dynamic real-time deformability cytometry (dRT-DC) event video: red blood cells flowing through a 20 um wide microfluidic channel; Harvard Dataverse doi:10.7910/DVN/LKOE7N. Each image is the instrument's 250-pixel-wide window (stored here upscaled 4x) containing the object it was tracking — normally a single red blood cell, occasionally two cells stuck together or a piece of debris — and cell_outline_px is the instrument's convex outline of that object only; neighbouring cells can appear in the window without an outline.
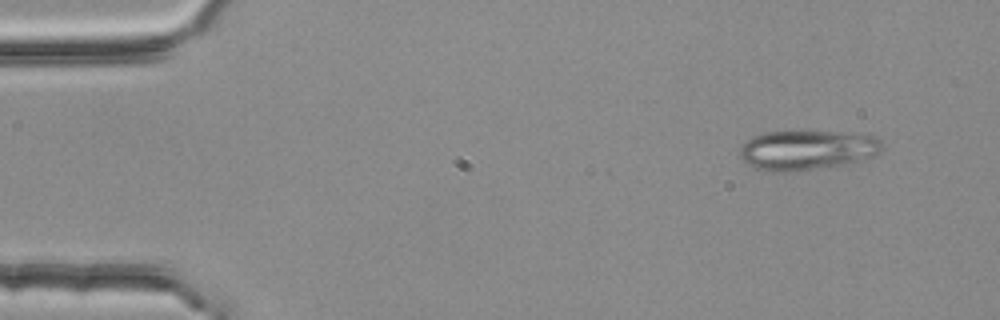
{"species": "common noctule bat (a hibernating species)", "species_latin": "Nyctalus noctula", "temperature_condition": "room temperature", "stored_images_in_passage": 3, "camera_frame_rate_fps": 3000, "um_per_image_px": 0.085, "animal": {"sex": "female", "body_mass_g": 25.1}, "frame": {"image": 1, "passage_image": 1, "time_ms": 0.0, "image_size_px": [1000, 320], "cell_outline_px": [[884, 144], [880, 152], [872, 156], [840, 164], [816, 168], [788, 172], [776, 172], [756, 168], [748, 164], [740, 156], [740, 148], [752, 136], [764, 132], [832, 132], [872, 136], [880, 140]], "centroid_in_image_um": [68.55, 12.75], "position_along_channel_um": 16.4, "area_um2": 32.08}}